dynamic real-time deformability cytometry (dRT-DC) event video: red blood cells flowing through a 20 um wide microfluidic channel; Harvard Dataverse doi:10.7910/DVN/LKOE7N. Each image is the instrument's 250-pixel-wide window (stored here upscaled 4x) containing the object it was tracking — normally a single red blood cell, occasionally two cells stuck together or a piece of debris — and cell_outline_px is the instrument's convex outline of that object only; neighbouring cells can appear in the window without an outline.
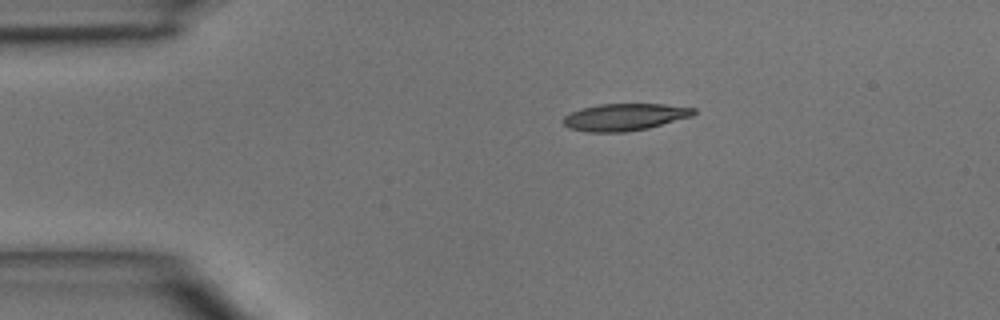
{"species": "common noctule bat (a hibernating species)", "species_latin": "Nyctalus noctula", "temperature_condition": "room temperature", "stored_images_in_passage": 2, "camera_frame_rate_fps": 3000, "um_per_image_px": 0.085, "animal": {"sex": "male", "body_mass_g": 15.6}, "frame": {"image": 1, "passage_image": 1, "time_ms": 0.0, "image_size_px": [1000, 320], "cell_outline_px": [[696, 112], [692, 116], [648, 128], [624, 132], [588, 132], [568, 128], [560, 120], [564, 116], [580, 108], [600, 104], [664, 104], [696, 108]], "centroid_in_image_um": [53.07, 9.95], "position_along_channel_um": 31.9, "area_um2": 20.63}}